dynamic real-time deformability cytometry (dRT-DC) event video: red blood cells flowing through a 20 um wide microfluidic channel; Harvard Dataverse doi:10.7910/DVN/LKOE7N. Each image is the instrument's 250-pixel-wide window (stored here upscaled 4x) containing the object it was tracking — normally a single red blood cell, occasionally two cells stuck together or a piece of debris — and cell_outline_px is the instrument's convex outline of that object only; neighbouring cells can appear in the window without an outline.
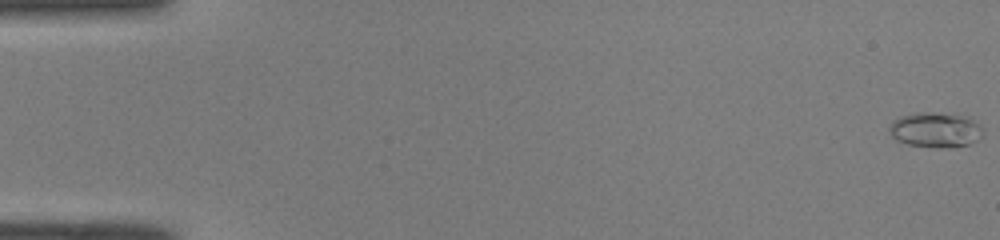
{"species": "common noctule bat (a hibernating species)", "species_latin": "Nyctalus noctula", "temperature_condition": "room temperature", "stored_images_in_passage": 51, "camera_frame_rate_fps": 3000, "um_per_image_px": 0.085, "animal": {"sex": "male", "body_mass_g": 19.0, "forearm_length_mm": 50.8}, "frame": {"image": 1, "passage_image": 1, "time_ms": 0.0, "image_size_px": [1000, 240], "cell_outline_px": [[984, 132], [976, 140], [968, 144], [944, 148], [908, 144], [896, 140], [888, 132], [888, 128], [892, 120], [900, 116], [916, 112], [932, 112], [972, 116], [984, 128]], "centroid_in_image_um": [79.53, 11.01], "position_along_channel_um": 5.5, "area_um2": 19.48}}
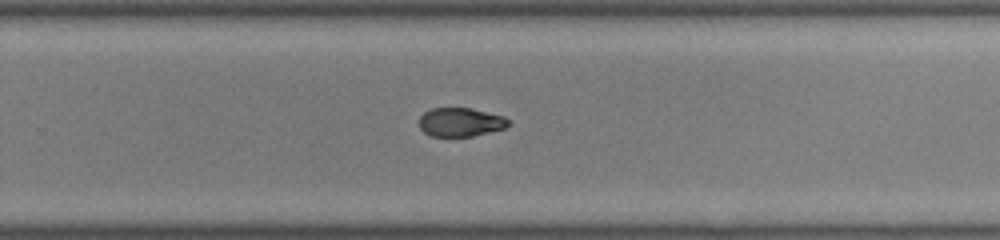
{"frame": {"image": 2, "passage_image": 34, "time_ms": 11.0, "image_size_px": [1000, 240], "cell_outline_px": [[508, 124], [504, 128], [472, 136], [432, 136], [424, 132], [420, 128], [420, 116], [424, 112], [432, 108], [472, 108], [504, 116], [508, 120]], "centroid_in_image_um": [39.12, 10.37], "position_along_channel_um": 290.7, "area_um2": 14.8}}
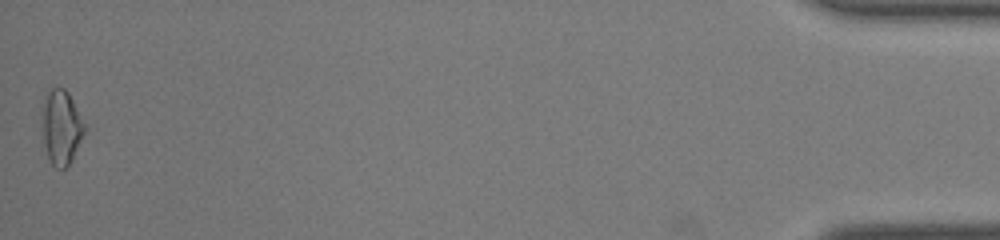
{"frame": {"image": 3, "passage_image": 51, "time_ms": 16.667, "image_size_px": [1000, 240], "cell_outline_px": [[88, 128], [72, 160], [64, 168], [56, 168], [52, 164], [48, 156], [44, 144], [44, 104], [48, 92], [52, 88], [64, 88], [68, 92]], "centroid_in_image_um": [5.28, 10.84], "position_along_channel_um": 429.9, "area_um2": 18.03}, "authors_computed_cell_mechanics": {"area_um2": 16.2996, "velocity_mm_per_s": 4.0959, "shape_relaxation_time_tau1_ms": null, "shape_relaxation_time_tau2_ms": 2.7017, "deformation_change_tau1": null, "deformation_change_tau2": 0.0786}}